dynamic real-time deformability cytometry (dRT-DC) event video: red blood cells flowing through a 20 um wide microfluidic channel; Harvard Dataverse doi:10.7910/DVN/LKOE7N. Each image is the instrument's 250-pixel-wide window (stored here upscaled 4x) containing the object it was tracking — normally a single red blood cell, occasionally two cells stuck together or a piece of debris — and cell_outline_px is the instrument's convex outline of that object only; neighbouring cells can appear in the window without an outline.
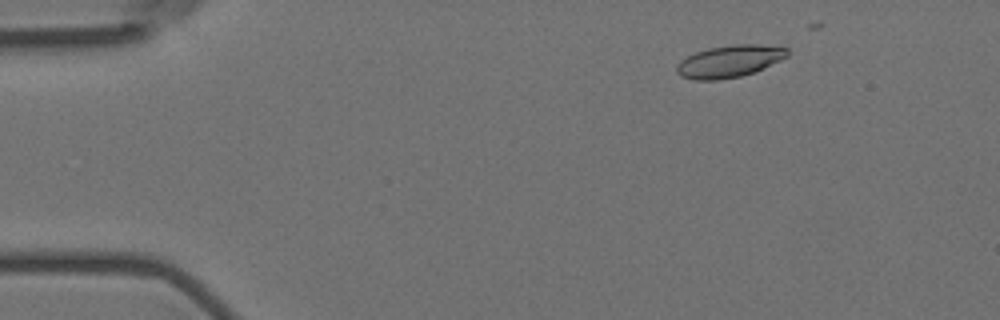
{"species": "Egyptian fruit bat (a non-hibernating species)", "species_latin": "Rousettus aegyptiacus", "temperature_condition": "room temperature", "stored_images_in_passage": 24, "camera_frame_rate_fps": 3000, "um_per_image_px": 0.085, "animal": {"sex": "female"}, "frame": {"image": 1, "passage_image": 8, "time_ms": 2.333, "image_size_px": [1000, 320], "cell_outline_px": [[788, 56], [756, 72], [740, 76], [716, 80], [696, 80], [680, 76], [676, 72], [676, 64], [680, 60], [696, 52], [708, 48], [732, 44], [760, 44], [788, 48]], "centroid_in_image_um": [61.99, 5.21], "position_along_channel_um": 23.0, "area_um2": 20.81}}
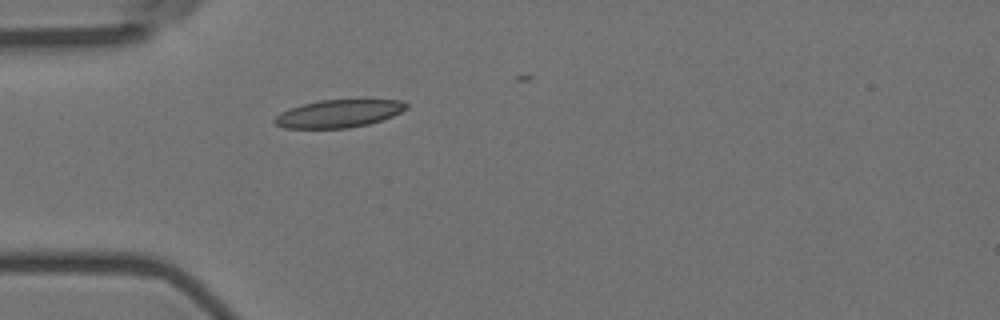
{"frame": {"image": 2, "passage_image": 17, "time_ms": 5.333, "image_size_px": [1000, 320], "cell_outline_px": [[408, 108], [392, 116], [368, 124], [348, 128], [284, 128], [276, 124], [272, 120], [280, 112], [304, 104], [320, 100], [364, 96], [400, 100], [408, 104]], "centroid_in_image_um": [28.88, 9.59], "position_along_channel_um": 56.1, "area_um2": 22.2}}
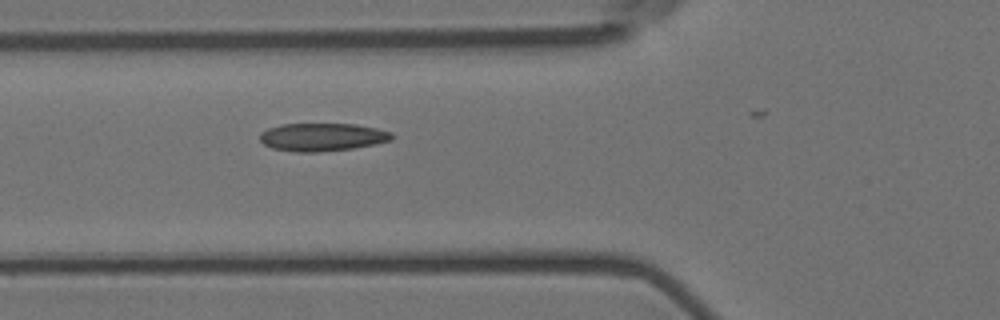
{"frame": {"image": 3, "passage_image": 21, "time_ms": 6.667, "image_size_px": [1000, 320], "cell_outline_px": [[392, 140], [376, 144], [352, 148], [316, 152], [296, 152], [272, 148], [264, 144], [260, 140], [260, 132], [268, 128], [280, 124], [356, 124], [376, 128], [392, 132]], "centroid_in_image_um": [27.38, 11.64], "position_along_channel_um": 98.4, "area_um2": 21.5}}